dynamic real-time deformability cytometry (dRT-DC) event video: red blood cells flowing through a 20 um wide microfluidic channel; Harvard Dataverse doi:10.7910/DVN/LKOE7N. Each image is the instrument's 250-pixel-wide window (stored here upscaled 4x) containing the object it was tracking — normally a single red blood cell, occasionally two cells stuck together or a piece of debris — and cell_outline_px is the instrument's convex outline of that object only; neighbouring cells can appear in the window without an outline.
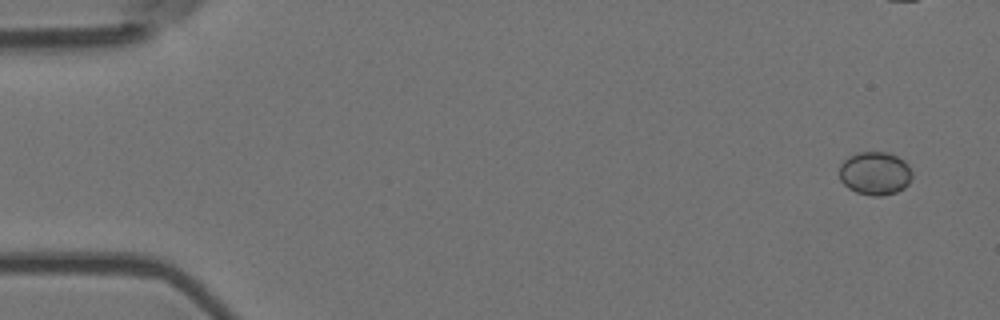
{"species": "Egyptian fruit bat (a non-hibernating species)", "species_latin": "Rousettus aegyptiacus", "temperature_condition": "room temperature", "stored_images_in_passage": 8, "segment_of_instrument_passage": [1, 2], "camera_frame_rate_fps": 3000, "um_per_image_px": 0.085, "animal": {"sex": "female"}, "frame": {"image": 1, "passage_image": 1, "time_ms": 0.0, "image_size_px": [1000, 320], "cell_outline_px": [[912, 176], [908, 184], [904, 188], [896, 192], [880, 196], [872, 196], [856, 192], [848, 188], [840, 180], [840, 164], [848, 156], [860, 152], [888, 152], [904, 160], [908, 164], [912, 172]], "centroid_in_image_um": [74.38, 14.73], "position_along_channel_um": 10.6, "area_um2": 18.44}}
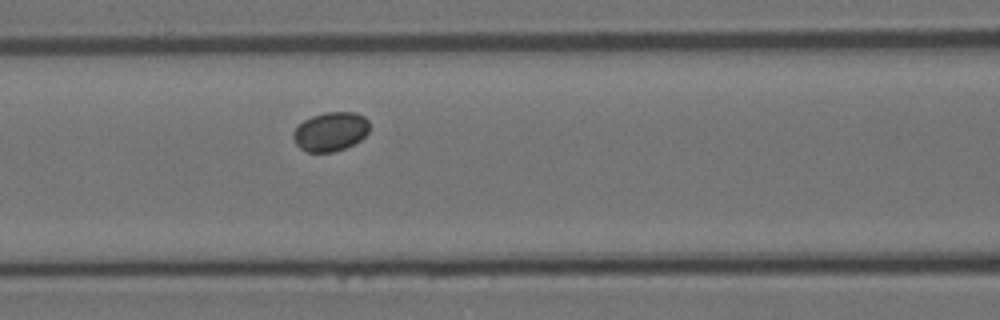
{"frame": {"image": 2, "passage_image": 7, "time_ms": 2.0, "image_size_px": [1000, 320], "cell_outline_px": [[368, 132], [360, 140], [344, 148], [332, 152], [308, 152], [300, 148], [296, 144], [292, 136], [292, 132], [304, 120], [312, 116], [328, 112], [356, 112], [364, 116], [368, 120]], "centroid_in_image_um": [28.08, 11.18], "position_along_channel_um": 138.5, "area_um2": 17.22}}